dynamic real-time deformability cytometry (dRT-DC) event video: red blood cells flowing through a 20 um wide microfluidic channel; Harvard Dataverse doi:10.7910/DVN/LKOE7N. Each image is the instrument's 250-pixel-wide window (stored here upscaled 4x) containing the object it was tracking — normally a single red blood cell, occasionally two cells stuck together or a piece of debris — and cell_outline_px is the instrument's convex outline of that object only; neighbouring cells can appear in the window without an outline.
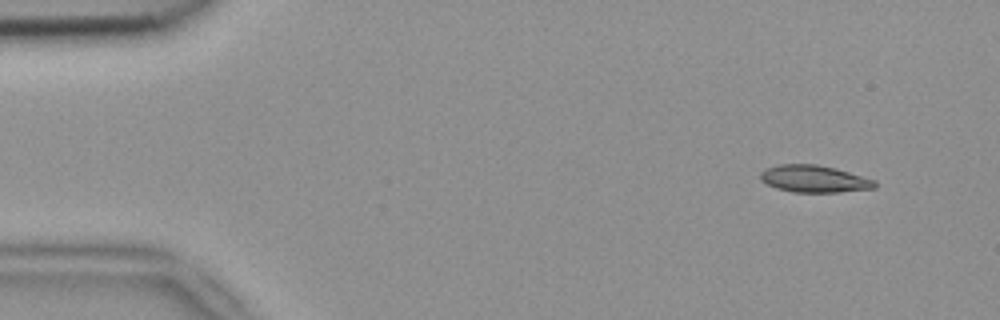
{"species": "common noctule bat (a hibernating species)", "species_latin": "Nyctalus noctula", "temperature_condition": "room temperature", "stored_images_in_passage": 4, "camera_frame_rate_fps": 3000, "um_per_image_px": 0.085, "animal": {"sex": "female", "body_mass_g": 18.4}, "frame": {"image": 1, "passage_image": 1, "time_ms": 0.0, "image_size_px": [1000, 320], "cell_outline_px": [[876, 188], [840, 192], [792, 192], [776, 188], [760, 180], [760, 172], [764, 168], [780, 164], [816, 164], [836, 168], [876, 180]], "centroid_in_image_um": [69.2, 15.2], "position_along_channel_um": 15.8, "area_um2": 18.21}}
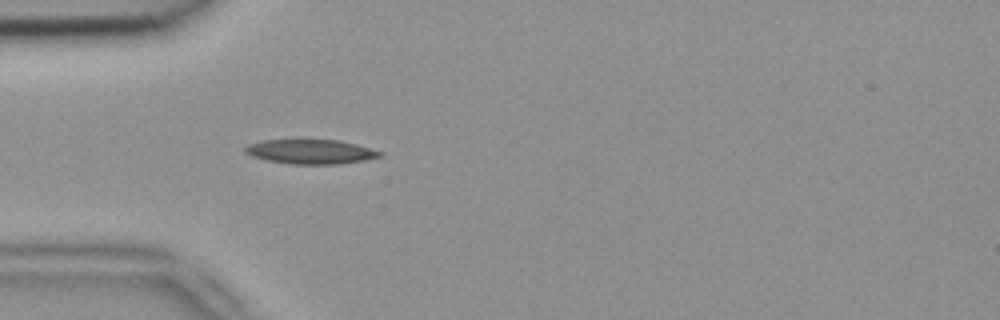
{"frame": {"image": 2, "passage_image": 4, "time_ms": 1.0, "image_size_px": [1000, 320], "cell_outline_px": [[384, 156], [364, 160], [336, 164], [292, 164], [268, 160], [252, 156], [244, 152], [244, 148], [248, 144], [264, 140], [300, 136], [340, 140], [356, 144], [384, 152]], "centroid_in_image_um": [26.39, 12.83], "position_along_channel_um": 58.6, "area_um2": 20.23}}